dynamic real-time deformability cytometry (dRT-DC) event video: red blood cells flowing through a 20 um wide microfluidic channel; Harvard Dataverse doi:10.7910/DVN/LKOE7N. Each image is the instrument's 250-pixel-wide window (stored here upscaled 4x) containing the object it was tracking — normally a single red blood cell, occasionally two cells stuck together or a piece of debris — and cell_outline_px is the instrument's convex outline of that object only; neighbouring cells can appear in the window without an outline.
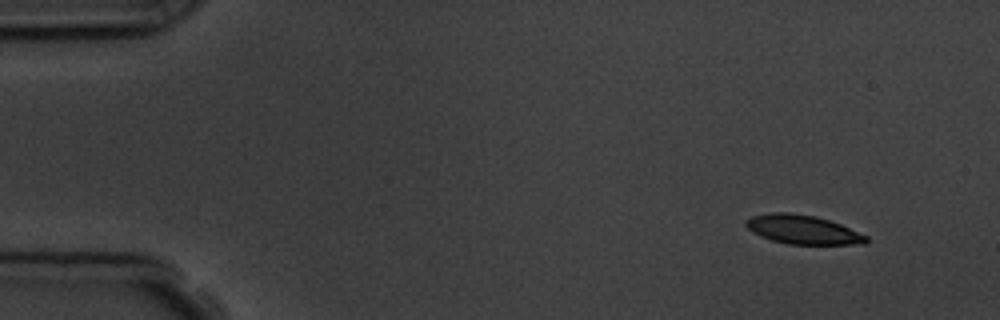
{"species": "common noctule bat (a hibernating species)", "species_latin": "Nyctalus noctula", "temperature_condition": "room temperature", "stored_images_in_passage": 4, "camera_frame_rate_fps": 3000, "um_per_image_px": 0.085, "animal": {"sex": "male", "body_mass_g": 19.5, "forearm_length_mm": 54.6}, "frame": {"image": 1, "passage_image": 1, "time_ms": 0.0, "image_size_px": [1000, 320], "cell_outline_px": [[868, 240], [864, 244], [788, 244], [772, 240], [760, 236], [752, 232], [744, 224], [744, 220], [752, 216], [772, 212], [788, 212], [812, 216], [828, 220], [840, 224], [868, 236]], "centroid_in_image_um": [68.2, 19.51], "position_along_channel_um": 16.8, "area_um2": 20.17}}
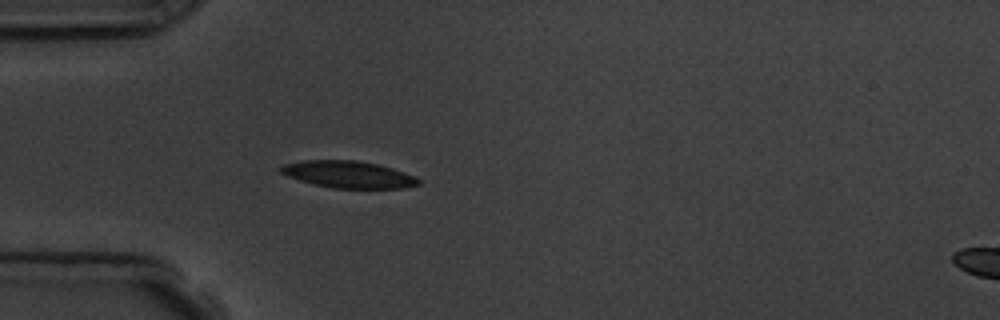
{"frame": {"image": 2, "passage_image": 4, "time_ms": 3.667, "image_size_px": [1000, 320], "cell_outline_px": [[420, 184], [404, 188], [332, 188], [312, 184], [288, 176], [280, 172], [280, 168], [284, 164], [304, 160], [356, 160], [376, 164], [392, 168], [416, 176], [420, 180]], "centroid_in_image_um": [29.63, 14.83], "position_along_channel_um": 55.4, "area_um2": 21.56}}